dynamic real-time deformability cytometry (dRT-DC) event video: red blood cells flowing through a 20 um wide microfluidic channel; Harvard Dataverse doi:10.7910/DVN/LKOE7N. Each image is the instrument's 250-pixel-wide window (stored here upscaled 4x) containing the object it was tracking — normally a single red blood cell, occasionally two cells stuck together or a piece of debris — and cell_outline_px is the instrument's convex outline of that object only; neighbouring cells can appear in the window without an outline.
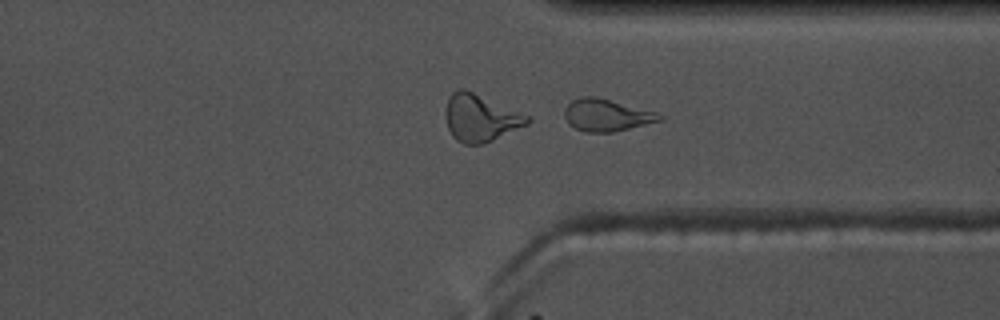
{"species": "common noctule bat (a hibernating species)", "species_latin": "Nyctalus noctula", "temperature_condition": "warm", "stored_images_in_passage": 48, "camera_frame_rate_fps": 3000, "um_per_image_px": 0.085, "animal": {"sex": "male", "body_mass_g": 17.5, "forearm_length_mm": 52.3}, "frame": {"image": 1, "passage_image": 35, "time_ms": 11.333, "image_size_px": [1000, 320], "cell_outline_px": [[664, 120], [612, 132], [584, 132], [568, 124], [564, 116], [564, 108], [572, 100], [584, 96], [596, 96], [656, 112], [664, 116]], "centroid_in_image_um": [51.55, 9.78], "position_along_channel_um": 359.9, "area_um2": 17.8}, "authors_computed_cell_mechanics": {"area_um2": 18.0047, "velocity_mm_per_s": 3.6307, "shape_relaxation_time_tau1_ms": 2.1172, "shape_relaxation_time_tau2_ms": 3.0463, "deformation_change_tau1": 0.3076, "deformation_change_tau2": 0.1011}}